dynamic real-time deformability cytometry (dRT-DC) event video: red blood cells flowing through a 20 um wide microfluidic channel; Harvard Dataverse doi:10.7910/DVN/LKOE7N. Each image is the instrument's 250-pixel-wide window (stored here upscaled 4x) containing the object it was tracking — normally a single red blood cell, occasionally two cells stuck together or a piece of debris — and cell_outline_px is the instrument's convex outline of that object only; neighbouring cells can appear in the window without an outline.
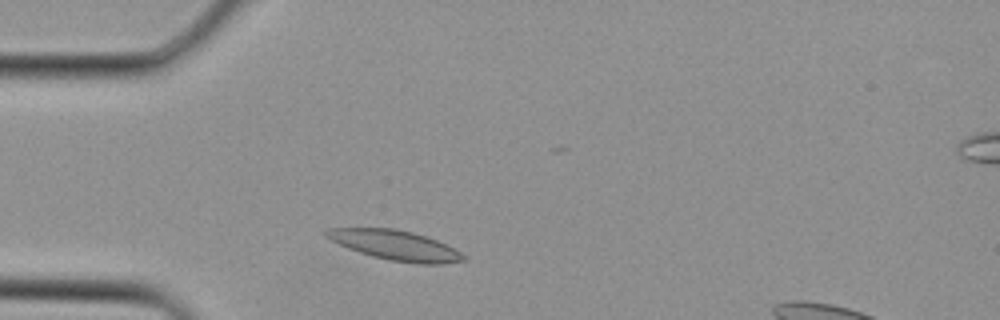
{"species": "Egyptian fruit bat (a non-hibernating species)", "species_latin": "Rousettus aegyptiacus", "temperature_condition": "cold", "stored_images_in_passage": 1, "camera_frame_rate_fps": 3000, "um_per_image_px": 0.085, "animal": {"sex": "female"}, "frame": {"image": 1, "passage_image": 1, "time_ms": 0.0, "image_size_px": [1000, 320], "cell_outline_px": [[468, 260], [444, 264], [420, 264], [388, 260], [372, 256], [348, 248], [324, 236], [324, 232], [328, 228], [392, 228], [412, 232], [436, 240], [460, 252]], "centroid_in_image_um": [33.6, 20.85], "position_along_channel_um": 51.4, "area_um2": 23.58}}